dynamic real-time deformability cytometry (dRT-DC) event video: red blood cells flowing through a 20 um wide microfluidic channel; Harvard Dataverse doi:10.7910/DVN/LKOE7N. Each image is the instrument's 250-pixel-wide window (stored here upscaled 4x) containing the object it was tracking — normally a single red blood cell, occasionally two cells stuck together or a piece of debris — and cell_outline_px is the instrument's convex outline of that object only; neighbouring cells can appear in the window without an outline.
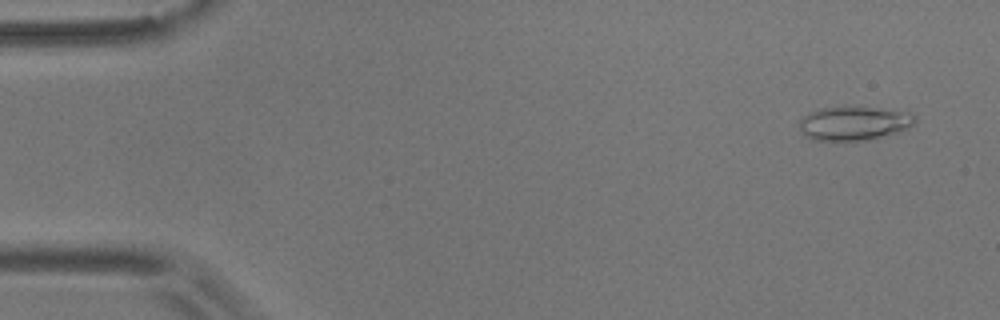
{"species": "common noctule bat (a hibernating species)", "species_latin": "Nyctalus noctula", "temperature_condition": "room temperature", "stored_images_in_passage": 53, "camera_frame_rate_fps": 3000, "um_per_image_px": 0.085, "animal": {"sex": "male", "body_mass_g": 17.9}, "frame": {"image": 1, "passage_image": 2, "time_ms": 0.333, "image_size_px": [1000, 320], "cell_outline_px": [[916, 120], [908, 128], [900, 132], [868, 140], [844, 144], [812, 140], [800, 128], [800, 120], [808, 112], [816, 108], [844, 104], [880, 108], [912, 112], [916, 116]], "centroid_in_image_um": [72.58, 10.48], "position_along_channel_um": 12.4, "area_um2": 24.39}}
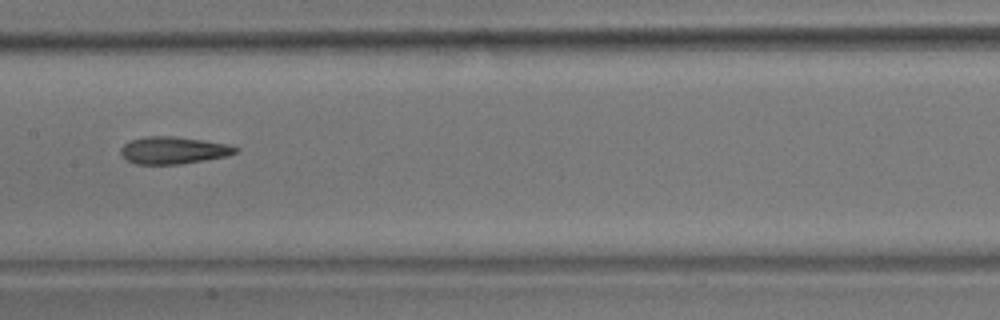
{"frame": {"image": 2, "passage_image": 26, "time_ms": 8.333, "image_size_px": [1000, 320], "cell_outline_px": [[240, 148], [236, 152], [228, 156], [180, 164], [136, 164], [128, 160], [120, 152], [120, 148], [124, 144], [132, 140], [144, 136], [176, 136], [228, 144]], "centroid_in_image_um": [14.75, 12.77], "position_along_channel_um": 192.6, "area_um2": 18.15}}
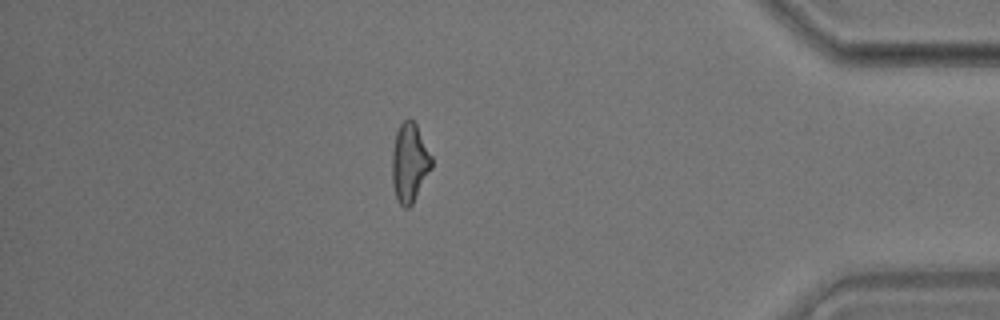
{"frame": {"image": 3, "passage_image": 46, "time_ms": 15.0, "image_size_px": [1000, 320], "cell_outline_px": [[432, 168], [412, 204], [408, 208], [404, 208], [400, 204], [396, 196], [392, 184], [392, 152], [396, 132], [400, 124], [408, 116], [416, 124], [432, 156]], "centroid_in_image_um": [34.81, 13.82], "position_along_channel_um": 400.4, "area_um2": 18.21}, "authors_computed_cell_mechanics": {"area_um2": 18.4382, "velocity_mm_per_s": 3.6869, "shape_relaxation_time_tau1_ms": 10.0434, "shape_relaxation_time_tau2_ms": 4.5048, "deformation_change_tau1": 0.2308, "deformation_change_tau2": 0.1338}}